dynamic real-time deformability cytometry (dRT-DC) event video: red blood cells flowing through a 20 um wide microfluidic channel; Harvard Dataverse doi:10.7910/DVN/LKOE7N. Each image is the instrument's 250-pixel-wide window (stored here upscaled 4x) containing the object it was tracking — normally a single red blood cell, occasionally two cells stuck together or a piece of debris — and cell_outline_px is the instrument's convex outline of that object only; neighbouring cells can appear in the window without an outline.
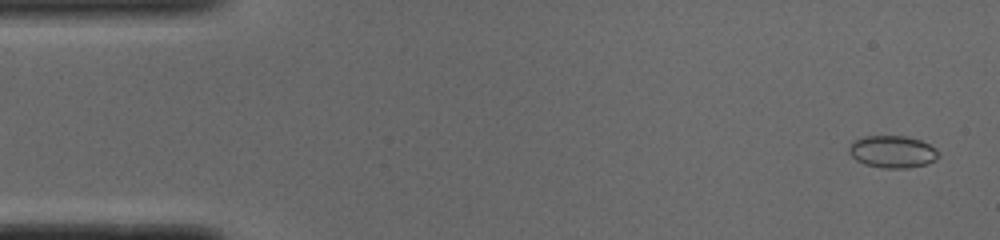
{"species": "common noctule bat (a hibernating species)", "species_latin": "Nyctalus noctula", "temperature_condition": "cold", "stored_images_in_passage": 51, "camera_frame_rate_fps": 3000, "um_per_image_px": 0.085, "animal": {"sex": "male", "body_mass_g": 19.0, "forearm_length_mm": 50.8}, "frame": {"image": 1, "passage_image": 2, "time_ms": 0.333, "image_size_px": [1000, 240], "cell_outline_px": [[940, 156], [936, 160], [928, 164], [908, 168], [884, 168], [864, 164], [856, 160], [848, 152], [848, 148], [856, 140], [864, 136], [904, 136], [920, 140], [936, 148]], "centroid_in_image_um": [75.89, 12.91], "position_along_channel_um": 9.1, "area_um2": 16.82}}
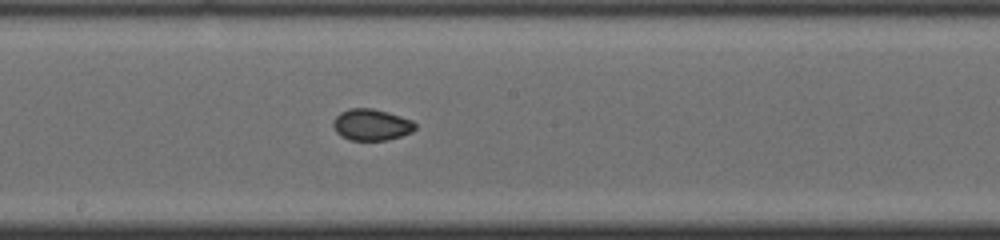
{"frame": {"image": 2, "passage_image": 27, "time_ms": 8.667, "image_size_px": [1000, 240], "cell_outline_px": [[416, 128], [412, 132], [388, 140], [348, 140], [340, 136], [336, 132], [332, 124], [332, 120], [340, 112], [348, 108], [372, 108], [388, 112], [412, 120], [416, 124]], "centroid_in_image_um": [31.54, 10.6], "position_along_channel_um": 216.7, "area_um2": 15.2}}
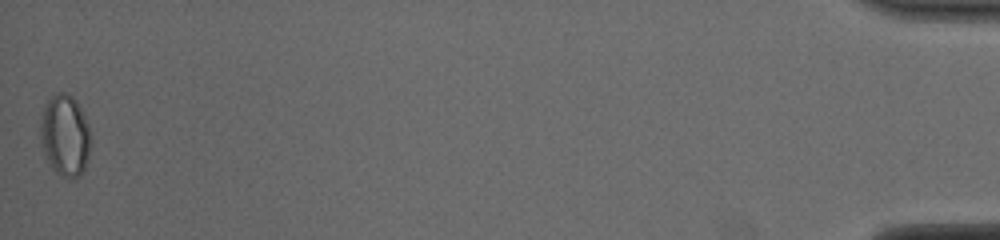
{"frame": {"image": 3, "passage_image": 51, "time_ms": 16.667, "image_size_px": [1000, 240], "cell_outline_px": [[92, 140], [88, 156], [84, 168], [80, 176], [72, 180], [68, 180], [56, 172], [52, 168], [40, 144], [40, 124], [44, 104], [56, 92], [64, 92], [72, 96], [76, 100], [88, 124]], "centroid_in_image_um": [5.53, 11.52], "position_along_channel_um": 429.7, "area_um2": 24.22}, "authors_computed_cell_mechanics": {"area_um2": 15.606, "velocity_mm_per_s": 3.9006, "shape_relaxation_time_tau1_ms": null, "shape_relaxation_time_tau2_ms": 5.4792, "deformation_change_tau1": null, "deformation_change_tau2": 0.0506}}